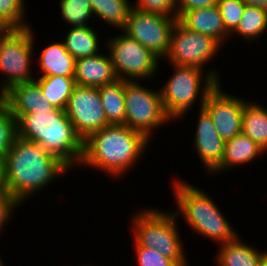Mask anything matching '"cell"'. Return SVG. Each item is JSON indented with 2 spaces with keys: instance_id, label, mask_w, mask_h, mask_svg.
Masks as SVG:
<instances>
[{
  "instance_id": "1",
  "label": "cell",
  "mask_w": 267,
  "mask_h": 266,
  "mask_svg": "<svg viewBox=\"0 0 267 266\" xmlns=\"http://www.w3.org/2000/svg\"><path fill=\"white\" fill-rule=\"evenodd\" d=\"M6 189L22 206L71 170L38 143L15 137L4 156Z\"/></svg>"
},
{
  "instance_id": "2",
  "label": "cell",
  "mask_w": 267,
  "mask_h": 266,
  "mask_svg": "<svg viewBox=\"0 0 267 266\" xmlns=\"http://www.w3.org/2000/svg\"><path fill=\"white\" fill-rule=\"evenodd\" d=\"M151 141L127 125H108L83 140L79 167H90L112 178H123L143 156Z\"/></svg>"
},
{
  "instance_id": "3",
  "label": "cell",
  "mask_w": 267,
  "mask_h": 266,
  "mask_svg": "<svg viewBox=\"0 0 267 266\" xmlns=\"http://www.w3.org/2000/svg\"><path fill=\"white\" fill-rule=\"evenodd\" d=\"M17 136L38 143L70 170L79 168L83 157V139L76 133L65 110L28 113L16 120ZM77 166V167H76Z\"/></svg>"
},
{
  "instance_id": "4",
  "label": "cell",
  "mask_w": 267,
  "mask_h": 266,
  "mask_svg": "<svg viewBox=\"0 0 267 266\" xmlns=\"http://www.w3.org/2000/svg\"><path fill=\"white\" fill-rule=\"evenodd\" d=\"M171 185L172 199L177 206L174 213L178 220L184 218V223L194 234L216 242L214 244L218 243V246L239 236L210 194L183 178H173Z\"/></svg>"
},
{
  "instance_id": "5",
  "label": "cell",
  "mask_w": 267,
  "mask_h": 266,
  "mask_svg": "<svg viewBox=\"0 0 267 266\" xmlns=\"http://www.w3.org/2000/svg\"><path fill=\"white\" fill-rule=\"evenodd\" d=\"M170 65L174 71L159 90L165 112L174 121L184 119L196 101L199 109L203 108L207 95L220 83V72L217 67L204 71L196 67Z\"/></svg>"
},
{
  "instance_id": "6",
  "label": "cell",
  "mask_w": 267,
  "mask_h": 266,
  "mask_svg": "<svg viewBox=\"0 0 267 266\" xmlns=\"http://www.w3.org/2000/svg\"><path fill=\"white\" fill-rule=\"evenodd\" d=\"M153 208L142 207L141 211L132 214V238L140 246L156 249L180 266H189L190 261L183 248L185 244L181 239L177 216L173 211L170 213L168 210L157 209L158 207Z\"/></svg>"
},
{
  "instance_id": "7",
  "label": "cell",
  "mask_w": 267,
  "mask_h": 266,
  "mask_svg": "<svg viewBox=\"0 0 267 266\" xmlns=\"http://www.w3.org/2000/svg\"><path fill=\"white\" fill-rule=\"evenodd\" d=\"M32 26L24 29H6L0 35V96L10 87L33 81L35 34Z\"/></svg>"
},
{
  "instance_id": "8",
  "label": "cell",
  "mask_w": 267,
  "mask_h": 266,
  "mask_svg": "<svg viewBox=\"0 0 267 266\" xmlns=\"http://www.w3.org/2000/svg\"><path fill=\"white\" fill-rule=\"evenodd\" d=\"M104 44L118 79L145 83L158 73L160 59L125 32L107 38Z\"/></svg>"
},
{
  "instance_id": "9",
  "label": "cell",
  "mask_w": 267,
  "mask_h": 266,
  "mask_svg": "<svg viewBox=\"0 0 267 266\" xmlns=\"http://www.w3.org/2000/svg\"><path fill=\"white\" fill-rule=\"evenodd\" d=\"M140 82L125 81V125L150 140L156 129L171 123L172 119L165 112L159 87L151 89Z\"/></svg>"
},
{
  "instance_id": "10",
  "label": "cell",
  "mask_w": 267,
  "mask_h": 266,
  "mask_svg": "<svg viewBox=\"0 0 267 266\" xmlns=\"http://www.w3.org/2000/svg\"><path fill=\"white\" fill-rule=\"evenodd\" d=\"M222 48L212 37L191 31L177 20L171 32L170 49L164 60L169 64L206 71L205 65L213 63Z\"/></svg>"
},
{
  "instance_id": "11",
  "label": "cell",
  "mask_w": 267,
  "mask_h": 266,
  "mask_svg": "<svg viewBox=\"0 0 267 266\" xmlns=\"http://www.w3.org/2000/svg\"><path fill=\"white\" fill-rule=\"evenodd\" d=\"M177 20V17L132 7L122 31L164 61L170 49L171 32Z\"/></svg>"
},
{
  "instance_id": "12",
  "label": "cell",
  "mask_w": 267,
  "mask_h": 266,
  "mask_svg": "<svg viewBox=\"0 0 267 266\" xmlns=\"http://www.w3.org/2000/svg\"><path fill=\"white\" fill-rule=\"evenodd\" d=\"M66 115L76 133L85 140L91 133L108 126L99 89L75 85L69 97Z\"/></svg>"
},
{
  "instance_id": "13",
  "label": "cell",
  "mask_w": 267,
  "mask_h": 266,
  "mask_svg": "<svg viewBox=\"0 0 267 266\" xmlns=\"http://www.w3.org/2000/svg\"><path fill=\"white\" fill-rule=\"evenodd\" d=\"M220 84L207 95L203 108L211 116L221 138L227 141L242 132L244 97L223 91Z\"/></svg>"
},
{
  "instance_id": "14",
  "label": "cell",
  "mask_w": 267,
  "mask_h": 266,
  "mask_svg": "<svg viewBox=\"0 0 267 266\" xmlns=\"http://www.w3.org/2000/svg\"><path fill=\"white\" fill-rule=\"evenodd\" d=\"M198 118L193 135V147L201 166L211 175L220 165L224 155L225 141L221 138L211 116L204 108L198 109Z\"/></svg>"
},
{
  "instance_id": "15",
  "label": "cell",
  "mask_w": 267,
  "mask_h": 266,
  "mask_svg": "<svg viewBox=\"0 0 267 266\" xmlns=\"http://www.w3.org/2000/svg\"><path fill=\"white\" fill-rule=\"evenodd\" d=\"M1 97L7 102L16 120L24 114L50 112L55 109L43 95L35 80L10 87Z\"/></svg>"
},
{
  "instance_id": "16",
  "label": "cell",
  "mask_w": 267,
  "mask_h": 266,
  "mask_svg": "<svg viewBox=\"0 0 267 266\" xmlns=\"http://www.w3.org/2000/svg\"><path fill=\"white\" fill-rule=\"evenodd\" d=\"M75 83L99 88L118 80L108 53H98L75 61Z\"/></svg>"
},
{
  "instance_id": "17",
  "label": "cell",
  "mask_w": 267,
  "mask_h": 266,
  "mask_svg": "<svg viewBox=\"0 0 267 266\" xmlns=\"http://www.w3.org/2000/svg\"><path fill=\"white\" fill-rule=\"evenodd\" d=\"M178 21L191 31L212 37L222 47L226 41L229 42L230 34L226 31L218 5L187 11Z\"/></svg>"
},
{
  "instance_id": "18",
  "label": "cell",
  "mask_w": 267,
  "mask_h": 266,
  "mask_svg": "<svg viewBox=\"0 0 267 266\" xmlns=\"http://www.w3.org/2000/svg\"><path fill=\"white\" fill-rule=\"evenodd\" d=\"M264 150L249 137L245 136L242 132L232 139L225 141L224 155L221 165L211 174L218 176L231 169H236L241 165L251 164L258 157H262ZM261 155V156H260ZM251 162V163H250ZM225 170V171H224Z\"/></svg>"
},
{
  "instance_id": "19",
  "label": "cell",
  "mask_w": 267,
  "mask_h": 266,
  "mask_svg": "<svg viewBox=\"0 0 267 266\" xmlns=\"http://www.w3.org/2000/svg\"><path fill=\"white\" fill-rule=\"evenodd\" d=\"M38 58L39 77H74L76 59L67 52L63 41H53L45 46Z\"/></svg>"
},
{
  "instance_id": "20",
  "label": "cell",
  "mask_w": 267,
  "mask_h": 266,
  "mask_svg": "<svg viewBox=\"0 0 267 266\" xmlns=\"http://www.w3.org/2000/svg\"><path fill=\"white\" fill-rule=\"evenodd\" d=\"M239 235L235 240L218 246L214 257L217 266H260L261 250L244 242Z\"/></svg>"
},
{
  "instance_id": "21",
  "label": "cell",
  "mask_w": 267,
  "mask_h": 266,
  "mask_svg": "<svg viewBox=\"0 0 267 266\" xmlns=\"http://www.w3.org/2000/svg\"><path fill=\"white\" fill-rule=\"evenodd\" d=\"M64 42L67 52L76 60L83 57H89L101 52L100 37L97 29L90 26L69 27Z\"/></svg>"
},
{
  "instance_id": "22",
  "label": "cell",
  "mask_w": 267,
  "mask_h": 266,
  "mask_svg": "<svg viewBox=\"0 0 267 266\" xmlns=\"http://www.w3.org/2000/svg\"><path fill=\"white\" fill-rule=\"evenodd\" d=\"M242 133L256 142L267 154V108L254 100H246L245 97Z\"/></svg>"
},
{
  "instance_id": "23",
  "label": "cell",
  "mask_w": 267,
  "mask_h": 266,
  "mask_svg": "<svg viewBox=\"0 0 267 266\" xmlns=\"http://www.w3.org/2000/svg\"><path fill=\"white\" fill-rule=\"evenodd\" d=\"M98 89L108 124L125 125V81L118 79Z\"/></svg>"
},
{
  "instance_id": "24",
  "label": "cell",
  "mask_w": 267,
  "mask_h": 266,
  "mask_svg": "<svg viewBox=\"0 0 267 266\" xmlns=\"http://www.w3.org/2000/svg\"><path fill=\"white\" fill-rule=\"evenodd\" d=\"M90 3L94 18L103 20L112 28L124 29L132 8L130 0H90Z\"/></svg>"
},
{
  "instance_id": "25",
  "label": "cell",
  "mask_w": 267,
  "mask_h": 266,
  "mask_svg": "<svg viewBox=\"0 0 267 266\" xmlns=\"http://www.w3.org/2000/svg\"><path fill=\"white\" fill-rule=\"evenodd\" d=\"M54 108L65 110L75 87L74 77L43 76L34 79Z\"/></svg>"
},
{
  "instance_id": "26",
  "label": "cell",
  "mask_w": 267,
  "mask_h": 266,
  "mask_svg": "<svg viewBox=\"0 0 267 266\" xmlns=\"http://www.w3.org/2000/svg\"><path fill=\"white\" fill-rule=\"evenodd\" d=\"M267 32V10L258 6L246 5L242 18L236 29L230 34V39L236 35L248 42H257Z\"/></svg>"
},
{
  "instance_id": "27",
  "label": "cell",
  "mask_w": 267,
  "mask_h": 266,
  "mask_svg": "<svg viewBox=\"0 0 267 266\" xmlns=\"http://www.w3.org/2000/svg\"><path fill=\"white\" fill-rule=\"evenodd\" d=\"M61 19L70 27L90 26L94 20L90 0H59Z\"/></svg>"
},
{
  "instance_id": "28",
  "label": "cell",
  "mask_w": 267,
  "mask_h": 266,
  "mask_svg": "<svg viewBox=\"0 0 267 266\" xmlns=\"http://www.w3.org/2000/svg\"><path fill=\"white\" fill-rule=\"evenodd\" d=\"M24 0H0V24L5 29H24L30 27L26 20Z\"/></svg>"
},
{
  "instance_id": "29",
  "label": "cell",
  "mask_w": 267,
  "mask_h": 266,
  "mask_svg": "<svg viewBox=\"0 0 267 266\" xmlns=\"http://www.w3.org/2000/svg\"><path fill=\"white\" fill-rule=\"evenodd\" d=\"M17 136L16 119L0 96V156H5Z\"/></svg>"
},
{
  "instance_id": "30",
  "label": "cell",
  "mask_w": 267,
  "mask_h": 266,
  "mask_svg": "<svg viewBox=\"0 0 267 266\" xmlns=\"http://www.w3.org/2000/svg\"><path fill=\"white\" fill-rule=\"evenodd\" d=\"M226 31L231 34L238 26L246 5L241 0H218Z\"/></svg>"
},
{
  "instance_id": "31",
  "label": "cell",
  "mask_w": 267,
  "mask_h": 266,
  "mask_svg": "<svg viewBox=\"0 0 267 266\" xmlns=\"http://www.w3.org/2000/svg\"><path fill=\"white\" fill-rule=\"evenodd\" d=\"M133 241L138 266H180L177 262L164 257L156 249L140 246L134 239Z\"/></svg>"
},
{
  "instance_id": "32",
  "label": "cell",
  "mask_w": 267,
  "mask_h": 266,
  "mask_svg": "<svg viewBox=\"0 0 267 266\" xmlns=\"http://www.w3.org/2000/svg\"><path fill=\"white\" fill-rule=\"evenodd\" d=\"M132 7L139 10L176 17V0H137Z\"/></svg>"
},
{
  "instance_id": "33",
  "label": "cell",
  "mask_w": 267,
  "mask_h": 266,
  "mask_svg": "<svg viewBox=\"0 0 267 266\" xmlns=\"http://www.w3.org/2000/svg\"><path fill=\"white\" fill-rule=\"evenodd\" d=\"M21 205L13 198L7 189H0V233L13 217L14 211Z\"/></svg>"
},
{
  "instance_id": "34",
  "label": "cell",
  "mask_w": 267,
  "mask_h": 266,
  "mask_svg": "<svg viewBox=\"0 0 267 266\" xmlns=\"http://www.w3.org/2000/svg\"><path fill=\"white\" fill-rule=\"evenodd\" d=\"M217 3L218 0H176V17L179 19L187 11L212 7Z\"/></svg>"
},
{
  "instance_id": "35",
  "label": "cell",
  "mask_w": 267,
  "mask_h": 266,
  "mask_svg": "<svg viewBox=\"0 0 267 266\" xmlns=\"http://www.w3.org/2000/svg\"><path fill=\"white\" fill-rule=\"evenodd\" d=\"M0 189H6L5 160L3 156H0Z\"/></svg>"
},
{
  "instance_id": "36",
  "label": "cell",
  "mask_w": 267,
  "mask_h": 266,
  "mask_svg": "<svg viewBox=\"0 0 267 266\" xmlns=\"http://www.w3.org/2000/svg\"><path fill=\"white\" fill-rule=\"evenodd\" d=\"M245 5L258 6L267 10V0H241Z\"/></svg>"
},
{
  "instance_id": "37",
  "label": "cell",
  "mask_w": 267,
  "mask_h": 266,
  "mask_svg": "<svg viewBox=\"0 0 267 266\" xmlns=\"http://www.w3.org/2000/svg\"><path fill=\"white\" fill-rule=\"evenodd\" d=\"M260 266H267V250L261 251Z\"/></svg>"
},
{
  "instance_id": "38",
  "label": "cell",
  "mask_w": 267,
  "mask_h": 266,
  "mask_svg": "<svg viewBox=\"0 0 267 266\" xmlns=\"http://www.w3.org/2000/svg\"><path fill=\"white\" fill-rule=\"evenodd\" d=\"M6 29L0 24V35L5 31Z\"/></svg>"
},
{
  "instance_id": "39",
  "label": "cell",
  "mask_w": 267,
  "mask_h": 266,
  "mask_svg": "<svg viewBox=\"0 0 267 266\" xmlns=\"http://www.w3.org/2000/svg\"><path fill=\"white\" fill-rule=\"evenodd\" d=\"M0 266H5V264H3V260H2L1 254H0Z\"/></svg>"
}]
</instances>
